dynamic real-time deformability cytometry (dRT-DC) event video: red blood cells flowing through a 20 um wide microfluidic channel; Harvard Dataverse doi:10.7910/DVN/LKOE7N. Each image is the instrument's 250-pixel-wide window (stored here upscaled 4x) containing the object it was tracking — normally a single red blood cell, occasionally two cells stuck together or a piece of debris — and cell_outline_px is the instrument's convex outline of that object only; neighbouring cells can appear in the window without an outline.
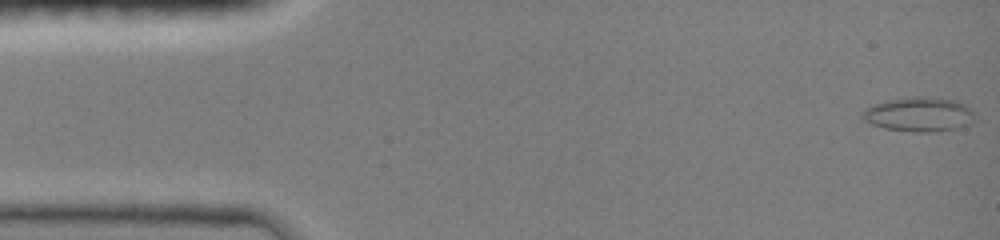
{"species": "common noctule bat (a hibernating species)", "species_latin": "Nyctalus noctula", "temperature_condition": "room temperature", "stored_images_in_passage": 15, "camera_frame_rate_fps": 3000, "um_per_image_px": 0.085, "animal": {"sex": "female", "body_mass_g": 19.0, "forearm_length_mm": 51.5}, "frame": {"image": 1, "passage_image": 1, "time_ms": 0.0, "image_size_px": [1000, 240], "cell_outline_px": [[972, 112], [968, 124], [956, 128], [936, 132], [912, 132], [884, 128], [872, 124], [864, 120], [860, 116], [860, 112], [872, 104], [888, 100], [916, 96], [928, 96], [956, 100], [968, 104], [972, 108]], "centroid_in_image_um": [78.07, 9.71], "position_along_channel_um": 6.9, "area_um2": 22.66}}
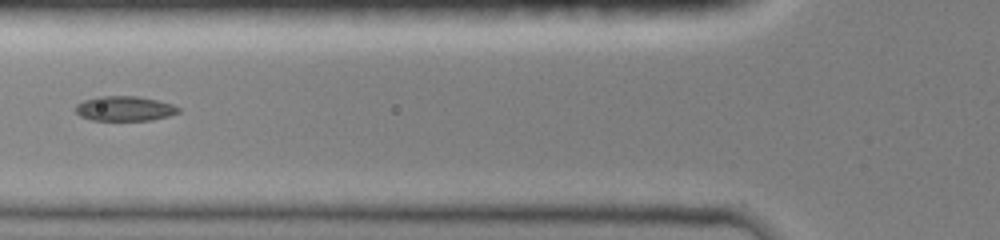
{"frame": {"image": 2, "passage_image": 12, "time_ms": 3.667, "image_size_px": [1000, 240], "cell_outline_px": [[180, 112], [168, 116], [152, 120], [92, 120], [80, 116], [76, 112], [76, 104], [84, 100], [96, 96], [136, 96], [156, 100], [172, 104], [180, 108]], "centroid_in_image_um": [10.58, 9.22], "position_along_channel_um": 115.2, "area_um2": 14.85}}
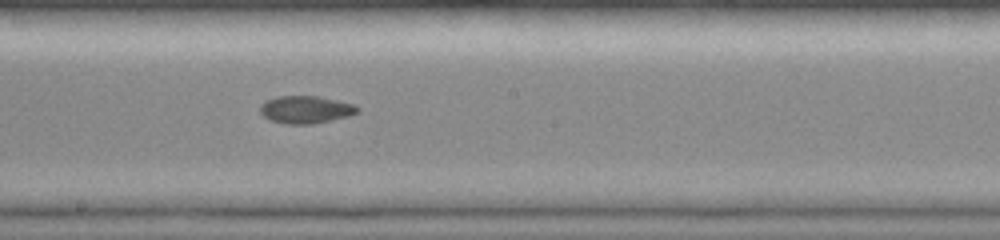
{"frame": {"image": 3, "passage_image": 15, "time_ms": 4.667, "image_size_px": [1000, 240], "cell_outline_px": [[360, 112], [348, 116], [312, 124], [284, 124], [272, 120], [264, 116], [260, 112], [260, 104], [264, 100], [276, 96], [316, 96], [336, 100], [352, 104], [360, 108]], "centroid_in_image_um": [25.96, 9.31], "position_along_channel_um": 222.2, "area_um2": 15.61}}